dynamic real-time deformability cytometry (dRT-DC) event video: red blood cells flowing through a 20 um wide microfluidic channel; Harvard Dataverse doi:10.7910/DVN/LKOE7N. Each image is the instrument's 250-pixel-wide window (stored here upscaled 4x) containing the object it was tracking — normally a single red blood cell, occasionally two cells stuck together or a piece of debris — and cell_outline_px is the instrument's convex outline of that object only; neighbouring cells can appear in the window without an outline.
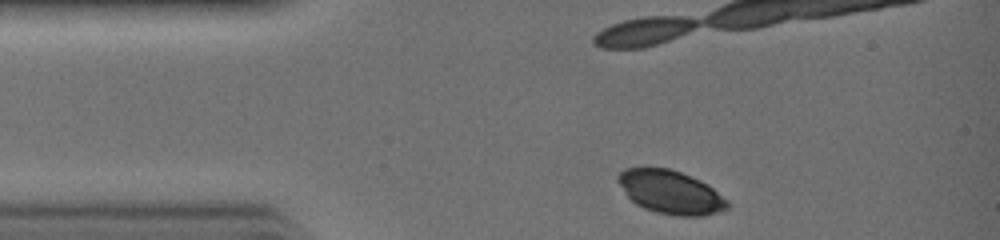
{"species": "common noctule bat (a hibernating species)", "species_latin": "Nyctalus noctula", "temperature_condition": "warm", "stored_images_in_passage": 14, "camera_frame_rate_fps": 3000, "um_per_image_px": 0.085, "animal": {"sex": "female", "body_mass_g": 19.0, "forearm_length_mm": 51.5}, "frame": {"image": 1, "passage_image": 1, "time_ms": 0.0, "image_size_px": [1000, 240], "cell_outline_px": [[728, 208], [704, 216], [676, 216], [656, 212], [644, 208], [636, 204], [628, 196], [616, 180], [616, 176], [624, 168], [668, 168], [680, 172], [700, 180], [708, 184], [728, 200]], "centroid_in_image_um": [56.99, 16.33], "position_along_channel_um": 28.0, "area_um2": 27.57}}